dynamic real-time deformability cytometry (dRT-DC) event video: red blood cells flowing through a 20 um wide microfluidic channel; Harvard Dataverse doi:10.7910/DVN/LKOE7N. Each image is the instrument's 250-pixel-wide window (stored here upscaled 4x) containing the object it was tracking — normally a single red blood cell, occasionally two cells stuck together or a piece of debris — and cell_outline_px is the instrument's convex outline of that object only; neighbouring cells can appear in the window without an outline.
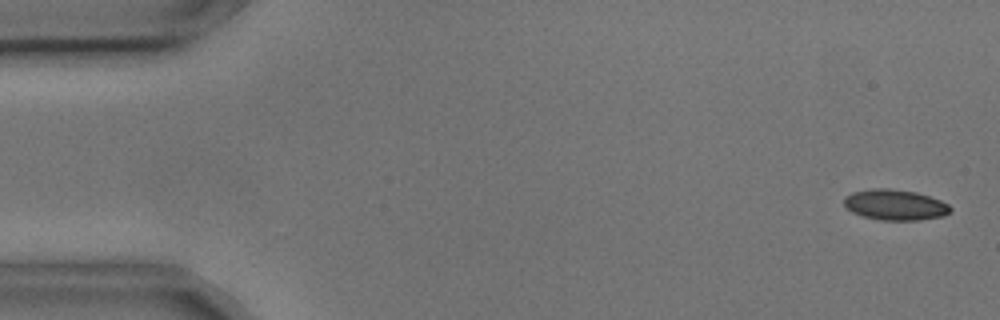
{"species": "common noctule bat (a hibernating species)", "species_latin": "Nyctalus noctula", "temperature_condition": "cold", "stored_images_in_passage": 7, "camera_frame_rate_fps": 3000, "um_per_image_px": 0.085, "animal": {"sex": "male", "body_mass_g": 17.9, "forearm_length_mm": 54.2}, "frame": {"image": 1, "passage_image": 1, "time_ms": 0.0, "image_size_px": [1000, 320], "cell_outline_px": [[952, 212], [944, 216], [916, 220], [880, 220], [864, 216], [852, 212], [844, 204], [844, 196], [852, 192], [872, 188], [888, 188], [916, 192], [940, 200], [948, 204], [952, 208]], "centroid_in_image_um": [76.09, 17.4], "position_along_channel_um": 8.9, "area_um2": 19.02}}
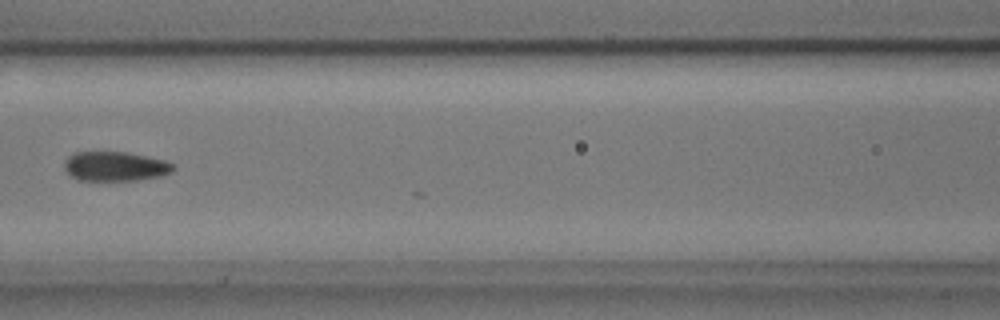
{"frame": {"image": 2, "passage_image": 7, "time_ms": 2.0, "image_size_px": [1000, 320], "cell_outline_px": [[176, 168], [172, 172], [160, 176], [136, 180], [76, 180], [64, 168], [64, 160], [72, 152], [128, 152], [164, 160], [172, 164]], "centroid_in_image_um": [9.77, 14.13], "position_along_channel_um": 156.8, "area_um2": 18.73}}